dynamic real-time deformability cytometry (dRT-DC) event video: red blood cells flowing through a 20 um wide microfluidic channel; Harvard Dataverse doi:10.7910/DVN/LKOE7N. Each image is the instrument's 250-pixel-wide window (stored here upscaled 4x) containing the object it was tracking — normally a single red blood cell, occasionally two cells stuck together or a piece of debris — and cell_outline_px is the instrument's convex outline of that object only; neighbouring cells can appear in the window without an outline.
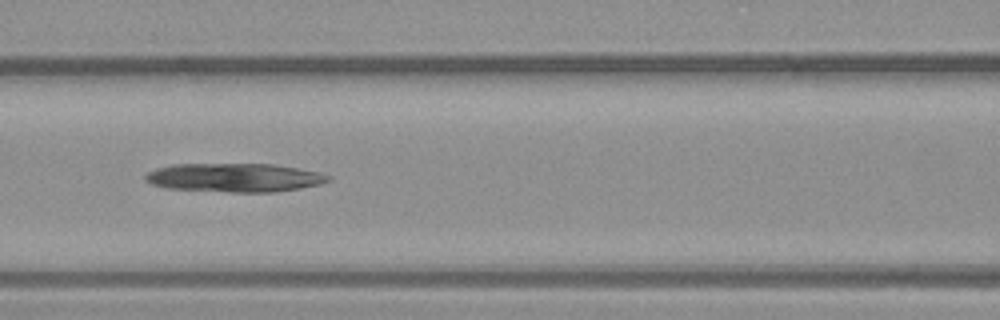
{"species": "common noctule bat (a hibernating species)", "species_latin": "Nyctalus noctula", "temperature_condition": "warm", "stored_images_in_passage": 18, "camera_frame_rate_fps": 3000, "um_per_image_px": 0.085, "animal": {"sex": "male", "body_mass_g": 23.1, "forearm_length_mm": 52.7}, "frame": {"image": 1, "passage_image": 8, "time_ms": 2.333, "image_size_px": [1000, 320], "cell_outline_px": [[332, 180], [320, 184], [300, 188], [276, 192], [228, 192], [168, 188], [152, 184], [144, 180], [144, 176], [148, 172], [156, 168], [172, 164], [276, 164], [320, 172], [332, 176]], "centroid_in_image_um": [19.96, 15.09], "position_along_channel_um": 146.6, "area_um2": 30.81}}